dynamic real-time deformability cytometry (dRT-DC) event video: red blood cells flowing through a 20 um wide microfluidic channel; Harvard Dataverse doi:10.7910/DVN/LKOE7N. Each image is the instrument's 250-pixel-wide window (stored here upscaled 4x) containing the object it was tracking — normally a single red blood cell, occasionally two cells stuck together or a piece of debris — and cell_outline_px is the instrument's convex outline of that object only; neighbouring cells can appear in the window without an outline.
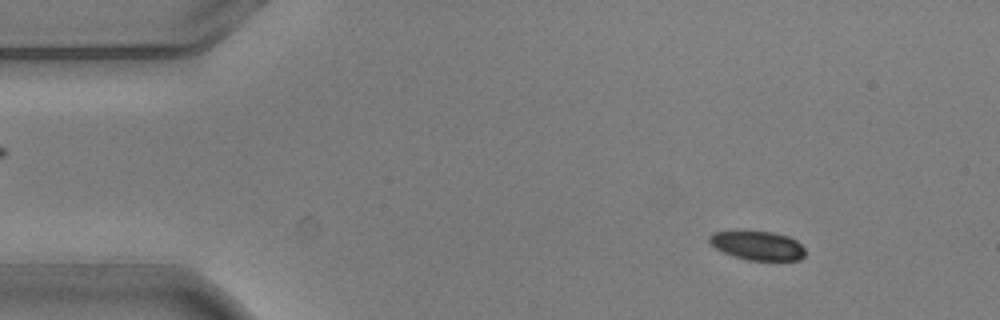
{"species": "common noctule bat (a hibernating species)", "species_latin": "Nyctalus noctula", "temperature_condition": "warm", "stored_images_in_passage": 3, "camera_frame_rate_fps": 3000, "um_per_image_px": 0.085, "animal": {"sex": "male", "body_mass_g": 20.5, "forearm_length_mm": 52.5}, "frame": {"image": 1, "passage_image": 1, "time_ms": 0.0, "image_size_px": [1000, 320], "cell_outline_px": [[804, 256], [800, 260], [748, 260], [724, 252], [716, 248], [708, 240], [708, 236], [712, 232], [736, 228], [772, 232], [788, 236], [796, 240], [804, 248]], "centroid_in_image_um": [64.34, 20.81], "position_along_channel_um": 20.7, "area_um2": 16.7}}
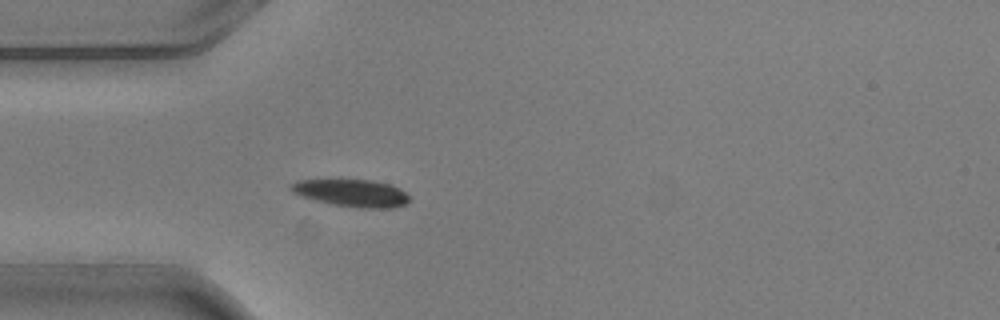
{"frame": {"image": 2, "passage_image": 3, "time_ms": 0.667, "image_size_px": [1000, 320], "cell_outline_px": [[408, 204], [392, 208], [360, 208], [332, 204], [300, 196], [292, 192], [288, 188], [288, 184], [296, 180], [336, 176], [372, 180], [392, 184], [400, 188], [408, 196]], "centroid_in_image_um": [29.8, 16.33], "position_along_channel_um": 55.2, "area_um2": 20.11}}